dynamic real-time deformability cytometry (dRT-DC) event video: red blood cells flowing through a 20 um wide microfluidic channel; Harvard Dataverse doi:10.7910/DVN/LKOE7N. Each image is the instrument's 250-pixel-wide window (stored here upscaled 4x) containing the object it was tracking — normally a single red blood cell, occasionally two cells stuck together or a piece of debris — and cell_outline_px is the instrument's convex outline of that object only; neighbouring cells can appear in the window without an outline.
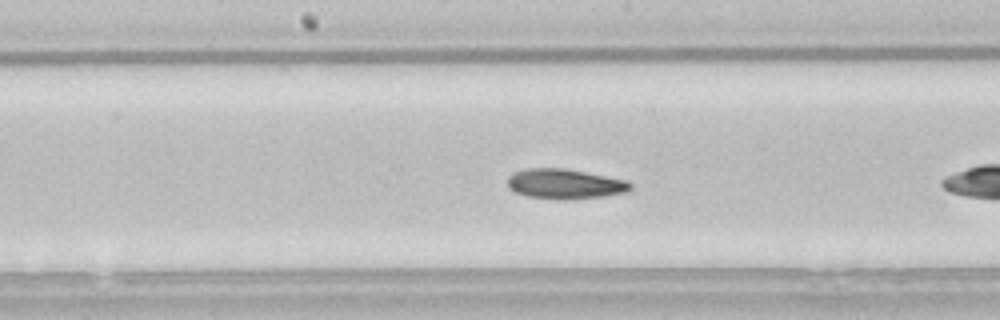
{"species": "common noctule bat (a hibernating species)", "species_latin": "Nyctalus noctula", "temperature_condition": "room temperature", "stored_images_in_passage": 39, "camera_frame_rate_fps": 3000, "um_per_image_px": 0.085, "animal": {"sex": "male", "body_mass_g": 21.5, "forearm_length_mm": 52.0}, "frame": {"image": 1, "passage_image": 12, "time_ms": 3.667, "image_size_px": [1000, 320], "cell_outline_px": [[632, 188], [628, 192], [604, 196], [564, 200], [528, 196], [516, 192], [508, 188], [508, 176], [512, 172], [528, 168], [564, 168], [628, 180], [632, 184]], "centroid_in_image_um": [48.03, 15.63], "position_along_channel_um": 200.2, "area_um2": 21.56}, "authors_computed_cell_mechanics": {"area_um2": 21.1548, "velocity_mm_per_s": 3.8046, "shape_relaxation_time_tau1_ms": 2.9049, "shape_relaxation_time_tau2_ms": 3.5439, "deformation_change_tau1": 0.1201, "deformation_change_tau2": 0.0965}}